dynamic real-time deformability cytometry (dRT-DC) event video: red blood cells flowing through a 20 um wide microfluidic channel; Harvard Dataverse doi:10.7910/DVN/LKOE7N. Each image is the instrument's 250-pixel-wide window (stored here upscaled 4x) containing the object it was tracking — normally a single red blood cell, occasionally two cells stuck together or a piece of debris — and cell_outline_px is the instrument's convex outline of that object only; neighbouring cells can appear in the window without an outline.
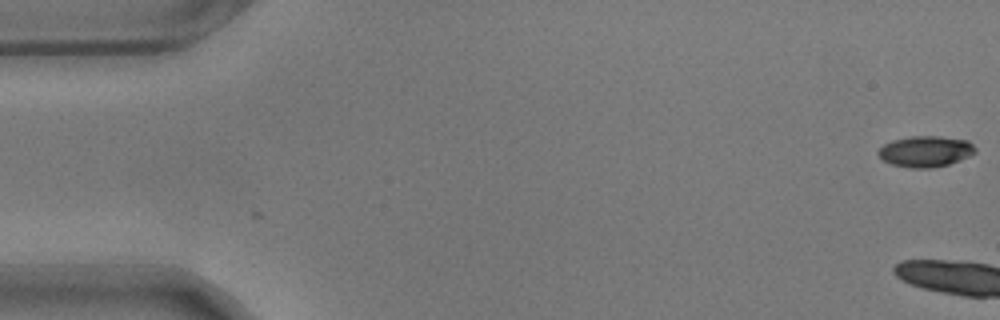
{"species": "common noctule bat (a hibernating species)", "species_latin": "Nyctalus noctula", "temperature_condition": "warm", "stored_images_in_passage": 2, "camera_frame_rate_fps": 3000, "um_per_image_px": 0.085, "animal": {"sex": "male", "body_mass_g": 17.9}, "frame": {"image": 1, "passage_image": 2, "time_ms": 0.333, "image_size_px": [1000, 320], "cell_outline_px": [[976, 152], [960, 160], [948, 164], [932, 168], [912, 168], [892, 164], [884, 160], [876, 152], [884, 144], [892, 140], [912, 136], [940, 136], [968, 140], [976, 148]], "centroid_in_image_um": [78.68, 12.86], "position_along_channel_um": 6.3, "area_um2": 17.46}}